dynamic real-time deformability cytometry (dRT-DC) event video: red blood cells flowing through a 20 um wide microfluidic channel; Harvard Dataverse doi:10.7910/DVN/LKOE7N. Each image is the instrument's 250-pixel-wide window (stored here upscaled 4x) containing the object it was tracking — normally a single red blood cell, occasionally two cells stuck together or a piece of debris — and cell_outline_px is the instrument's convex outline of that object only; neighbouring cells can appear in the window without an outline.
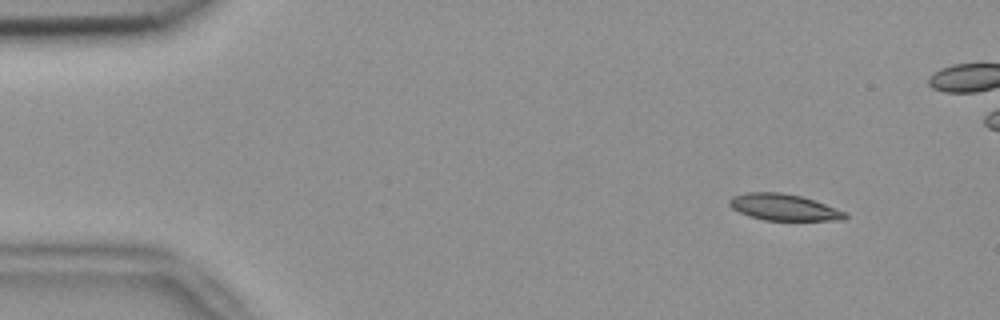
{"species": "common noctule bat (a hibernating species)", "species_latin": "Nyctalus noctula", "temperature_condition": "room temperature", "stored_images_in_passage": 52, "camera_frame_rate_fps": 3000, "um_per_image_px": 0.085, "animal": {"sex": "female", "body_mass_g": 18.4}, "frame": {"image": 1, "passage_image": 3, "time_ms": 0.667, "image_size_px": [1000, 320], "cell_outline_px": [[848, 216], [844, 220], [764, 220], [748, 216], [732, 208], [728, 204], [728, 200], [732, 196], [744, 192], [780, 192], [800, 196], [848, 212]], "centroid_in_image_um": [66.6, 17.61], "position_along_channel_um": 18.4, "area_um2": 17.86}}
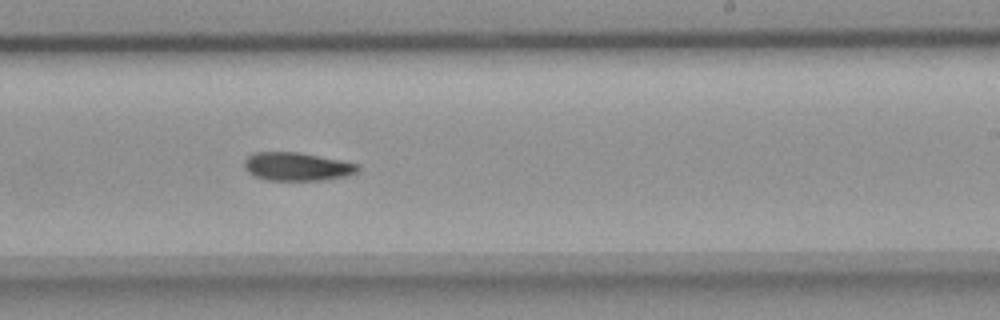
{"frame": {"image": 2, "passage_image": 30, "time_ms": 9.667, "image_size_px": [1000, 320], "cell_outline_px": [[360, 168], [356, 172], [344, 176], [324, 180], [264, 180], [248, 172], [244, 168], [244, 160], [248, 156], [256, 152], [300, 152], [360, 164]], "centroid_in_image_um": [25.23, 14.15], "position_along_channel_um": 263.8, "area_um2": 18.73}}
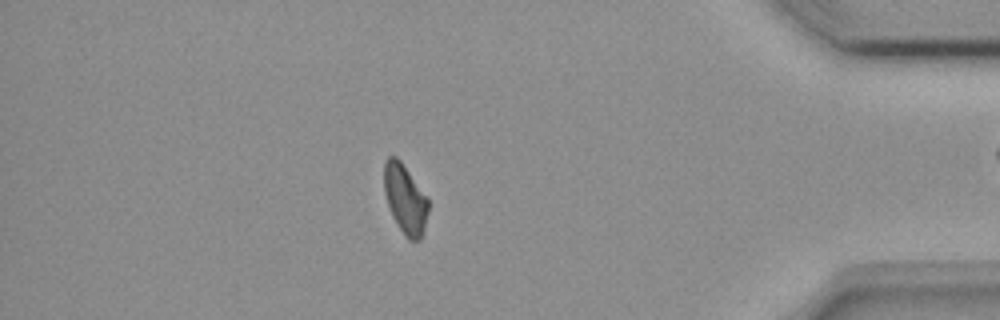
{"frame": {"image": 3, "passage_image": 44, "time_ms": 14.333, "image_size_px": [1000, 320], "cell_outline_px": [[428, 212], [424, 228], [420, 240], [408, 240], [404, 236], [396, 224], [392, 216], [384, 192], [384, 160], [388, 156], [396, 156], [400, 160], [428, 196]], "centroid_in_image_um": [34.43, 16.91], "position_along_channel_um": 400.8, "area_um2": 18.09}}